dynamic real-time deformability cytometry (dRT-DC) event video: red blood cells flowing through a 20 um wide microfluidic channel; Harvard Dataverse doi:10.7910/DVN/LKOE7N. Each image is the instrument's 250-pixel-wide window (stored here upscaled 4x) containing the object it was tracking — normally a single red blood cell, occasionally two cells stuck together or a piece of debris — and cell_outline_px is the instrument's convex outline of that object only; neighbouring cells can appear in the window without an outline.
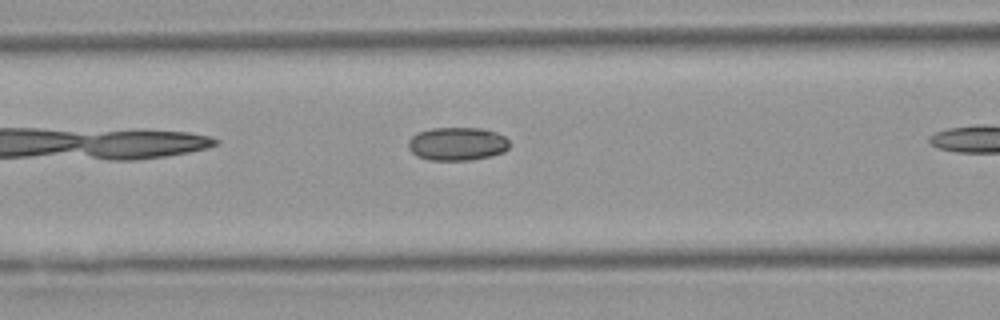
{"species": "Egyptian fruit bat (a non-hibernating species)", "species_latin": "Rousettus aegyptiacus", "temperature_condition": "warm", "stored_images_in_passage": 6, "camera_frame_rate_fps": 3000, "um_per_image_px": 0.085, "animal": {"sex": "female"}, "frame": {"image": 1, "passage_image": 5, "time_ms": 1.333, "image_size_px": [1000, 320], "cell_outline_px": [[508, 148], [504, 152], [488, 156], [468, 160], [428, 160], [416, 156], [408, 148], [408, 140], [416, 132], [432, 128], [484, 128], [496, 132], [504, 136], [508, 140]], "centroid_in_image_um": [38.83, 12.22], "position_along_channel_um": 127.8, "area_um2": 19.71}}